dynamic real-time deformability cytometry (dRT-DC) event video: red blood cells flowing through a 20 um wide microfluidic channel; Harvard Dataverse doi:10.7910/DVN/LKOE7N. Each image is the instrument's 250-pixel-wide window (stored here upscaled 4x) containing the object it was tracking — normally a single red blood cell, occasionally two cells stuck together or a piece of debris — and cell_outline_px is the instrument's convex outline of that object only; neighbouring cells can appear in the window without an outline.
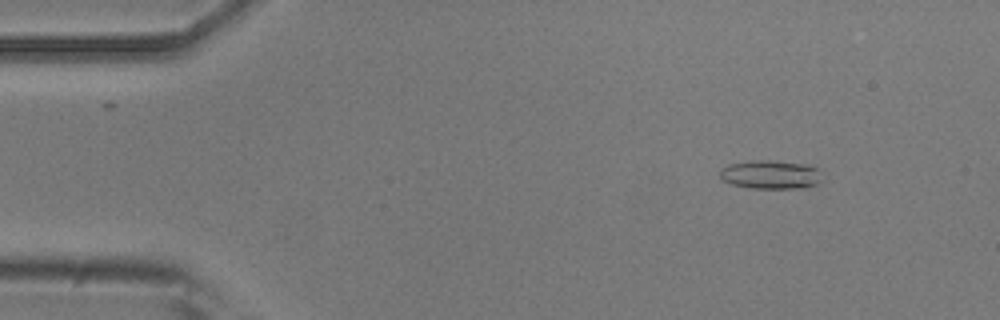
{"species": "common noctule bat (a hibernating species)", "species_latin": "Nyctalus noctula", "temperature_condition": "room temperature", "stored_images_in_passage": 7, "camera_frame_rate_fps": 3000, "um_per_image_px": 0.085, "animal": {"sex": "male", "body_mass_g": 20.5, "forearm_length_mm": 52.5}, "frame": {"image": 1, "passage_image": 2, "time_ms": 0.333, "image_size_px": [1000, 320], "cell_outline_px": [[820, 180], [816, 184], [804, 188], [748, 188], [732, 184], [720, 180], [720, 168], [728, 164], [752, 160], [768, 160], [812, 164], [816, 168]], "centroid_in_image_um": [65.44, 14.83], "position_along_channel_um": 19.6, "area_um2": 17.22}}
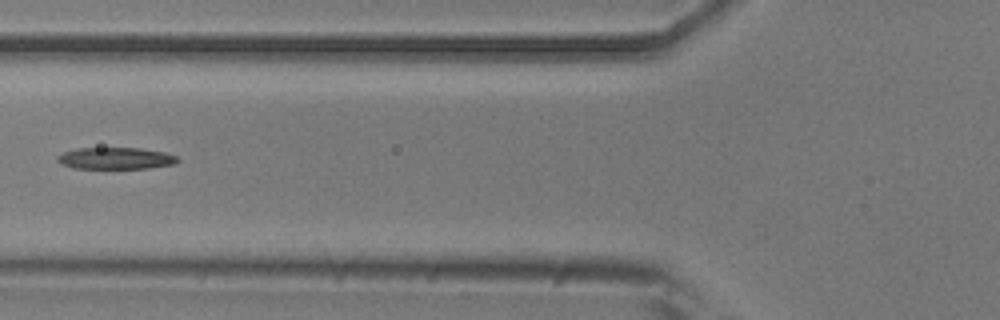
{"frame": {"image": 2, "passage_image": 6, "time_ms": 1.667, "image_size_px": [1000, 320], "cell_outline_px": [[180, 160], [176, 164], [148, 168], [72, 168], [56, 160], [56, 156], [64, 152], [76, 148], [140, 148], [164, 152], [176, 156]], "centroid_in_image_um": [9.85, 13.45], "position_along_channel_um": 116.0, "area_um2": 15.2}}
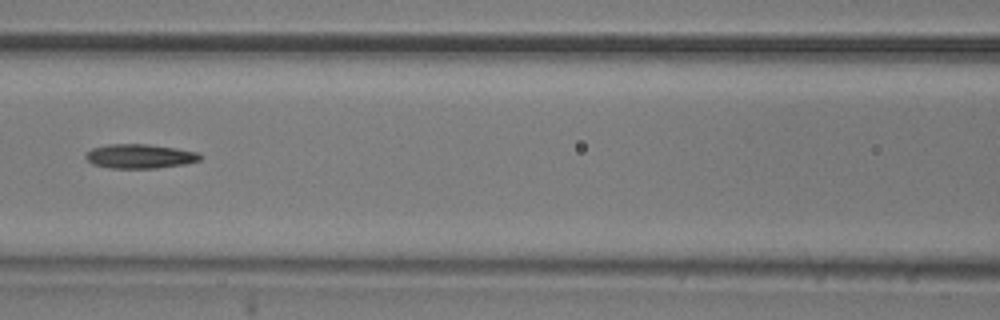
{"frame": {"image": 3, "passage_image": 7, "time_ms": 2.0, "image_size_px": [1000, 320], "cell_outline_px": [[204, 156], [200, 160], [184, 164], [156, 168], [108, 168], [92, 164], [84, 156], [92, 148], [108, 144], [148, 144], [176, 148], [196, 152]], "centroid_in_image_um": [11.88, 13.28], "position_along_channel_um": 154.7, "area_um2": 16.18}}